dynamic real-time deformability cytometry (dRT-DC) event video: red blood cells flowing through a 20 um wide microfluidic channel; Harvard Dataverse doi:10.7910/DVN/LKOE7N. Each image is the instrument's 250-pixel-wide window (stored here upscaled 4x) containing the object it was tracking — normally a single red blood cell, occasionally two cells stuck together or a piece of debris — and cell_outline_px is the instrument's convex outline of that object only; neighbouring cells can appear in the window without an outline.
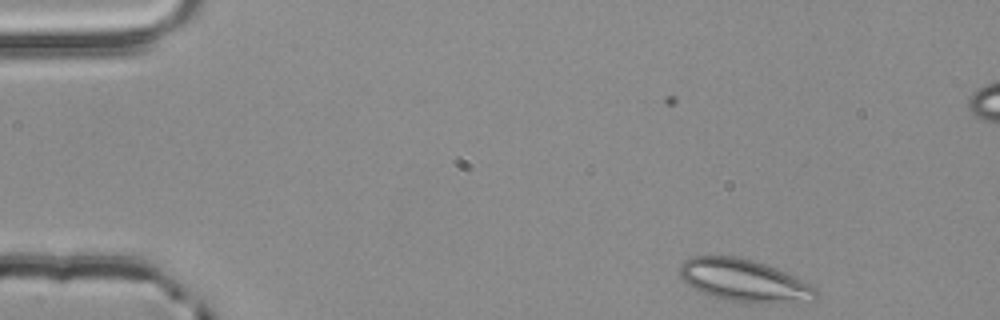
{"species": "common noctule bat (a hibernating species)", "species_latin": "Nyctalus noctula", "temperature_condition": "room temperature", "stored_images_in_passage": 3, "camera_frame_rate_fps": 3000, "um_per_image_px": 0.085, "animal": {"sex": "male", "body_mass_g": 20.4}, "frame": {"image": 1, "passage_image": 3, "time_ms": 0.667, "image_size_px": [1000, 320], "cell_outline_px": [[816, 300], [812, 304], [748, 304], [724, 300], [704, 292], [688, 284], [680, 276], [680, 264], [684, 260], [692, 256], [732, 256], [752, 260], [764, 264], [784, 272], [808, 284], [816, 292]], "centroid_in_image_um": [63.3, 23.9], "position_along_channel_um": 21.7, "area_um2": 33.87}}